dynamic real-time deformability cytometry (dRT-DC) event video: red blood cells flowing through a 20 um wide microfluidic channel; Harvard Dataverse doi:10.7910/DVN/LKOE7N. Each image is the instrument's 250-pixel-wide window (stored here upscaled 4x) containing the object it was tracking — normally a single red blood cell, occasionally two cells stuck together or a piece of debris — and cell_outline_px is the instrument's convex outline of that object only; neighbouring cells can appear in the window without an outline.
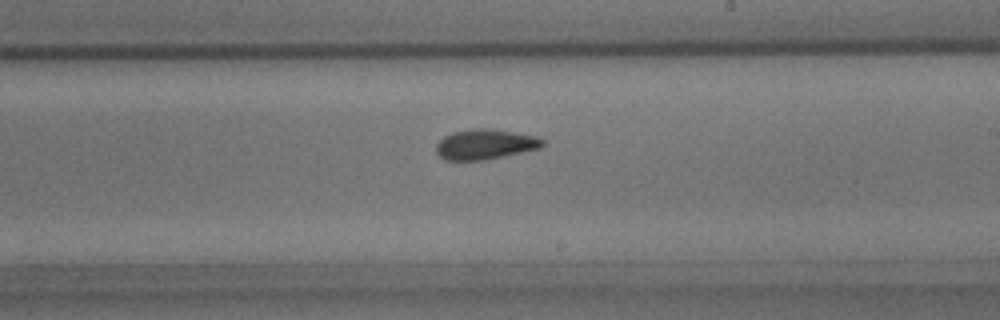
{"species": "common noctule bat (a hibernating species)", "species_latin": "Nyctalus noctula", "temperature_condition": "room temperature", "stored_images_in_passage": 33, "camera_frame_rate_fps": 3000, "um_per_image_px": 0.085, "animal": {"sex": "male", "body_mass_g": 15.6}, "frame": {"image": 1, "passage_image": 28, "time_ms": 9.0, "image_size_px": [1000, 320], "cell_outline_px": [[544, 144], [540, 148], [484, 160], [444, 160], [436, 152], [436, 144], [444, 136], [452, 132], [472, 128], [492, 128], [536, 136], [544, 140]], "centroid_in_image_um": [41.22, 12.25], "position_along_channel_um": 247.8, "area_um2": 18.73}}